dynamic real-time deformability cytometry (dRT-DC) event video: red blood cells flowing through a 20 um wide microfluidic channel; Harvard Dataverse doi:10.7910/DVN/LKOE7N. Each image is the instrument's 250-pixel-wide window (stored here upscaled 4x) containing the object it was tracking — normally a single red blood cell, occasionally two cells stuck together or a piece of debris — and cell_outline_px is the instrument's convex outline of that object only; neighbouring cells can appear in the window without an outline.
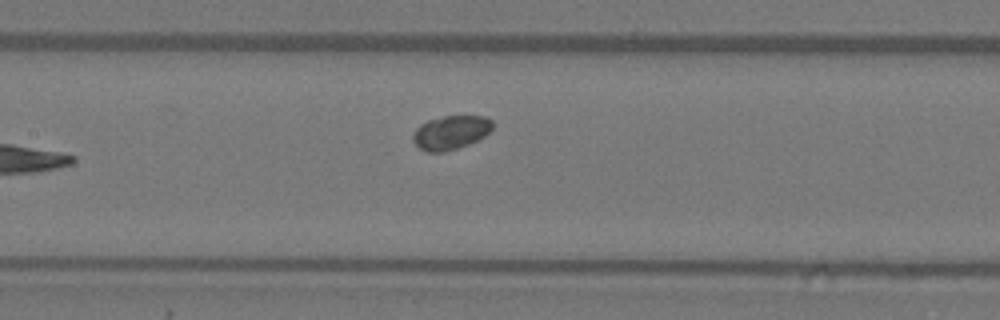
{"species": "Egyptian fruit bat (a non-hibernating species)", "species_latin": "Rousettus aegyptiacus", "temperature_condition": "warm", "stored_images_in_passage": 7, "camera_frame_rate_fps": 3000, "um_per_image_px": 0.085, "animal": {"sex": "female"}, "frame": {"image": 1, "passage_image": 7, "time_ms": 8.0, "image_size_px": [1000, 320], "cell_outline_px": [[492, 132], [468, 144], [444, 152], [428, 152], [420, 148], [412, 140], [412, 136], [416, 128], [420, 124], [428, 120], [444, 116], [484, 116], [492, 120]], "centroid_in_image_um": [38.31, 11.25], "position_along_channel_um": 169.1, "area_um2": 15.66}}